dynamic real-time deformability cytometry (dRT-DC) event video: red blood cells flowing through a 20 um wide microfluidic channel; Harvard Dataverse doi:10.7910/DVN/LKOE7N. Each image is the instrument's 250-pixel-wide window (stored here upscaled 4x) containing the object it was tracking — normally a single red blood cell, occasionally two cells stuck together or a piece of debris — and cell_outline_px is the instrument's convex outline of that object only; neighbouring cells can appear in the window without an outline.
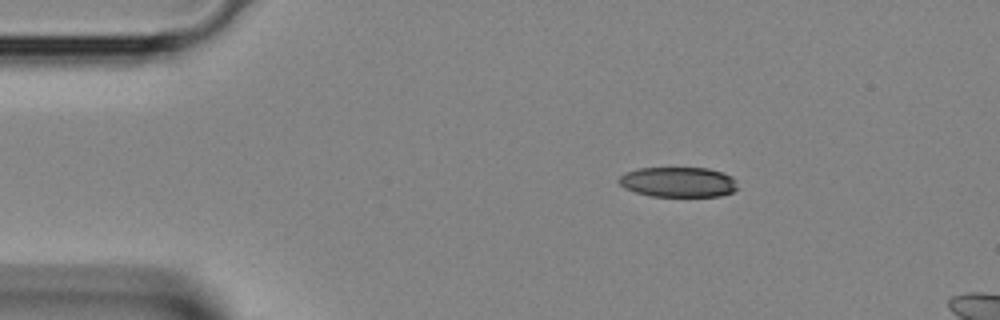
{"species": "Egyptian fruit bat (a non-hibernating species)", "species_latin": "Rousettus aegyptiacus", "temperature_condition": "room temperature", "stored_images_in_passage": 2, "segment_of_instrument_passage": [1, 2], "camera_frame_rate_fps": 3000, "um_per_image_px": 0.085, "animal": {"sex": "female"}, "frame": {"image": 1, "passage_image": 1, "time_ms": 0.0, "image_size_px": [1000, 320], "cell_outline_px": [[736, 188], [732, 192], [720, 196], [652, 196], [636, 192], [624, 188], [616, 180], [624, 172], [640, 168], [708, 168], [732, 176], [736, 180]], "centroid_in_image_um": [57.62, 15.47], "position_along_channel_um": 27.4, "area_um2": 20.81}}